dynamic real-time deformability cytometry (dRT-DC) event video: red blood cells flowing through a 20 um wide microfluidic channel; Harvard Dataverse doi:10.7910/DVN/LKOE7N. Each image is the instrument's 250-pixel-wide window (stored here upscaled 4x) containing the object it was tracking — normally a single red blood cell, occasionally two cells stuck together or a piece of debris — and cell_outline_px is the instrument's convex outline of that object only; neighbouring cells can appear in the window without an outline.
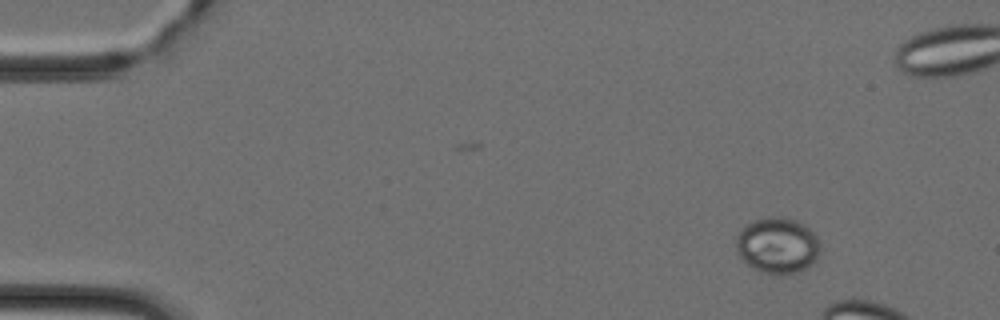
{"species": "Egyptian fruit bat (a non-hibernating species)", "species_latin": "Rousettus aegyptiacus", "temperature_condition": "cold", "stored_images_in_passage": 13, "camera_frame_rate_fps": 3000, "um_per_image_px": 0.085, "animal": {"sex": "female"}, "frame": {"image": 1, "passage_image": 6, "time_ms": 1.667, "image_size_px": [1000, 320], "cell_outline_px": [[820, 256], [816, 260], [804, 268], [792, 272], [760, 272], [748, 264], [736, 252], [736, 236], [740, 228], [744, 224], [768, 216], [772, 216], [796, 220], [804, 224], [816, 236], [820, 244]], "centroid_in_image_um": [66.06, 20.82], "position_along_channel_um": 18.9, "area_um2": 27.11}}